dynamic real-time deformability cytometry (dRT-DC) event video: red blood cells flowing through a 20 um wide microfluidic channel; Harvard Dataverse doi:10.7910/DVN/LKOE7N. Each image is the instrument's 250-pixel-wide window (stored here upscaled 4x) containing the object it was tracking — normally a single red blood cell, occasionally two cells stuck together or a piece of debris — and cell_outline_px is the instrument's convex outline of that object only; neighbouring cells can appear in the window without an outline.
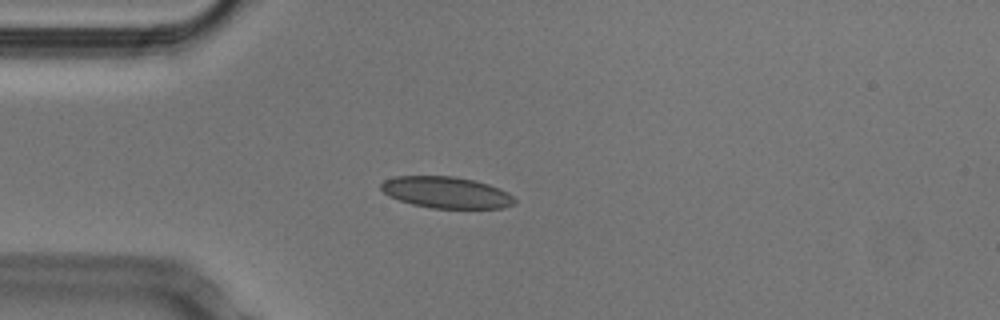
{"species": "Egyptian fruit bat (a non-hibernating species)", "species_latin": "Rousettus aegyptiacus", "temperature_condition": "cold", "stored_images_in_passage": 47, "camera_frame_rate_fps": 3000, "um_per_image_px": 0.085, "animal": {"sex": "male"}, "frame": {"image": 1, "passage_image": 12, "time_ms": 3.667, "image_size_px": [1000, 320], "cell_outline_px": [[516, 204], [504, 208], [432, 208], [412, 204], [388, 196], [380, 188], [380, 184], [384, 180], [396, 176], [452, 176], [472, 180], [488, 184], [500, 188], [508, 192], [516, 200]], "centroid_in_image_um": [37.94, 16.36], "position_along_channel_um": 47.1, "area_um2": 24.51}}
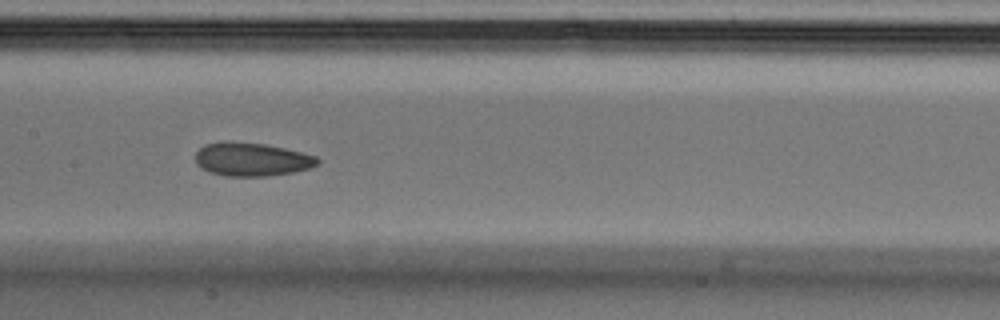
{"frame": {"image": 2, "passage_image": 24, "time_ms": 7.667, "image_size_px": [1000, 320], "cell_outline_px": [[320, 164], [312, 168], [292, 172], [268, 176], [224, 176], [208, 172], [200, 168], [196, 164], [196, 152], [204, 144], [264, 144], [284, 148], [316, 156], [320, 160]], "centroid_in_image_um": [21.44, 13.6], "position_along_channel_um": 186.0, "area_um2": 23.24}}
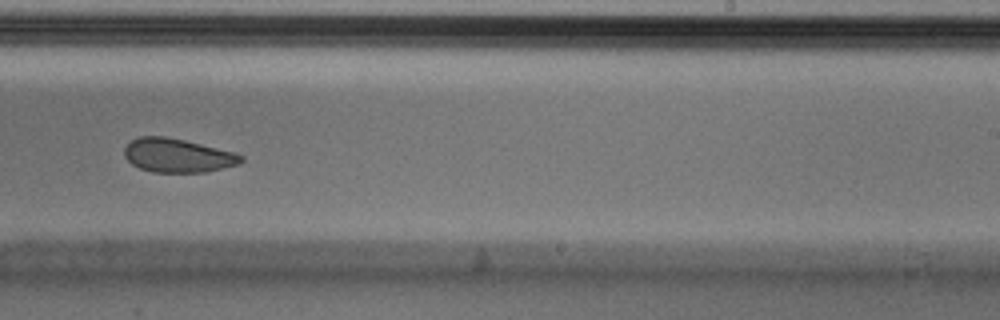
{"frame": {"image": 3, "passage_image": 31, "time_ms": 10.0, "image_size_px": [1000, 320], "cell_outline_px": [[244, 160], [240, 164], [204, 172], [152, 172], [140, 168], [132, 164], [124, 156], [124, 148], [132, 140], [140, 136], [164, 136], [184, 140], [232, 152], [244, 156]], "centroid_in_image_um": [15.08, 13.22], "position_along_channel_um": 273.9, "area_um2": 22.77}, "authors_computed_cell_mechanics": {"area_um2": 24.3338, "velocity_mm_per_s": 3.7803, "shape_relaxation_time_tau1_ms": 5.9754, "shape_relaxation_time_tau2_ms": 1.9601, "deformation_change_tau1": 0.118, "deformation_change_tau2": 0.0626}}